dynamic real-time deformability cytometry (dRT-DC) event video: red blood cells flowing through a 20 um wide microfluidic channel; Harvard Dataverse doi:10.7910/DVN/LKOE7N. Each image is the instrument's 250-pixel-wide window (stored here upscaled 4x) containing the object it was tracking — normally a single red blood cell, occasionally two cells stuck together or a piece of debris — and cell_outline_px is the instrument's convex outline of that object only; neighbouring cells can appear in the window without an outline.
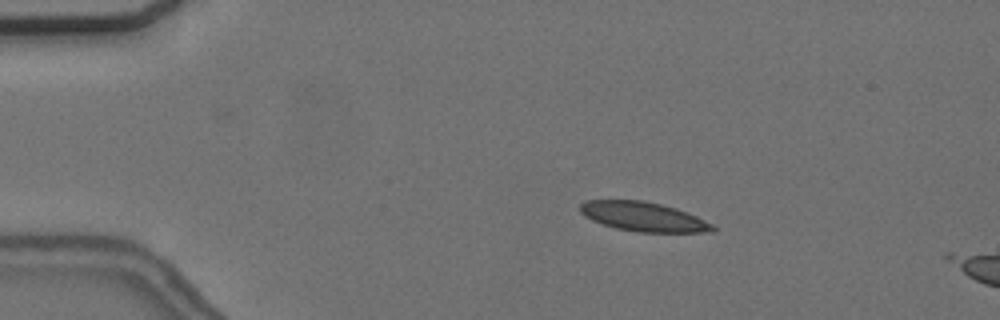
{"species": "common noctule bat (a hibernating species)", "species_latin": "Nyctalus noctula", "temperature_condition": "cold", "stored_images_in_passage": 13, "camera_frame_rate_fps": 3000, "um_per_image_px": 0.085, "animal": {"sex": "female", "body_mass_g": 24.6, "forearm_length_mm": 56.2}, "frame": {"image": 1, "passage_image": 8, "time_ms": 2.333, "image_size_px": [1000, 320], "cell_outline_px": [[716, 232], [636, 232], [616, 228], [592, 220], [584, 216], [580, 212], [580, 204], [584, 200], [644, 200], [676, 208], [696, 216], [712, 224], [716, 228]], "centroid_in_image_um": [54.68, 18.41], "position_along_channel_um": 30.3, "area_um2": 22.66}}